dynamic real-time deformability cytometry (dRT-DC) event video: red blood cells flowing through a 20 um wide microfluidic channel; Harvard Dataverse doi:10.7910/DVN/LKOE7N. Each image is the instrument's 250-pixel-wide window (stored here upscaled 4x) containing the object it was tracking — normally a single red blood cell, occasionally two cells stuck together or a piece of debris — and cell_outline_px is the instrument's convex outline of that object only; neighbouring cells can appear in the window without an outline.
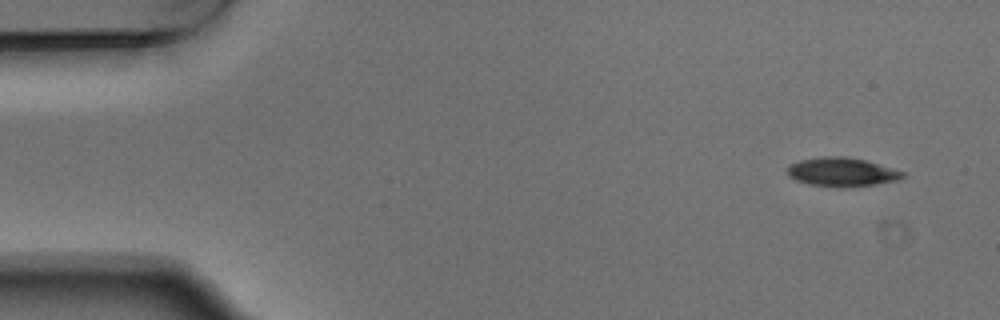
{"species": "Egyptian fruit bat (a non-hibernating species)", "species_latin": "Rousettus aegyptiacus", "temperature_condition": "warm", "stored_images_in_passage": 4, "camera_frame_rate_fps": 3000, "um_per_image_px": 0.085, "animal": {"sex": "male"}, "frame": {"image": 1, "passage_image": 1, "time_ms": 0.0, "image_size_px": [1000, 320], "cell_outline_px": [[904, 176], [896, 180], [876, 184], [840, 188], [836, 188], [808, 184], [796, 180], [788, 176], [788, 164], [800, 160], [824, 156], [844, 156], [864, 160], [904, 172]], "centroid_in_image_um": [71.5, 14.63], "position_along_channel_um": 13.5, "area_um2": 19.31}}
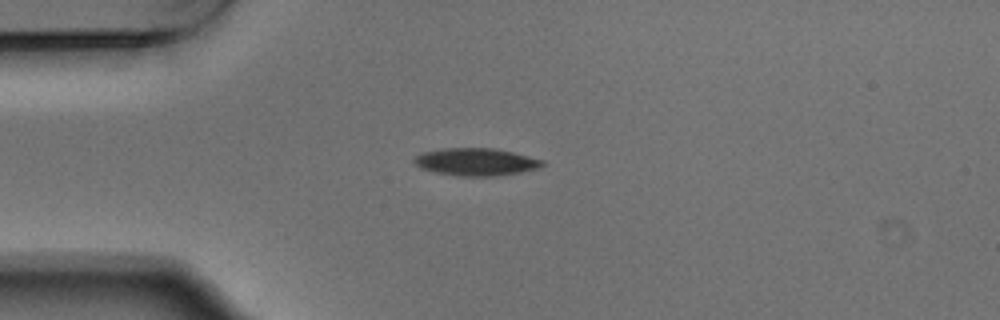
{"frame": {"image": 2, "passage_image": 4, "time_ms": 1.0, "image_size_px": [1000, 320], "cell_outline_px": [[544, 164], [540, 168], [520, 172], [496, 176], [460, 176], [432, 172], [420, 168], [412, 160], [420, 152], [444, 148], [492, 148], [512, 152], [544, 160]], "centroid_in_image_um": [40.42, 13.76], "position_along_channel_um": 44.6, "area_um2": 20.63}}